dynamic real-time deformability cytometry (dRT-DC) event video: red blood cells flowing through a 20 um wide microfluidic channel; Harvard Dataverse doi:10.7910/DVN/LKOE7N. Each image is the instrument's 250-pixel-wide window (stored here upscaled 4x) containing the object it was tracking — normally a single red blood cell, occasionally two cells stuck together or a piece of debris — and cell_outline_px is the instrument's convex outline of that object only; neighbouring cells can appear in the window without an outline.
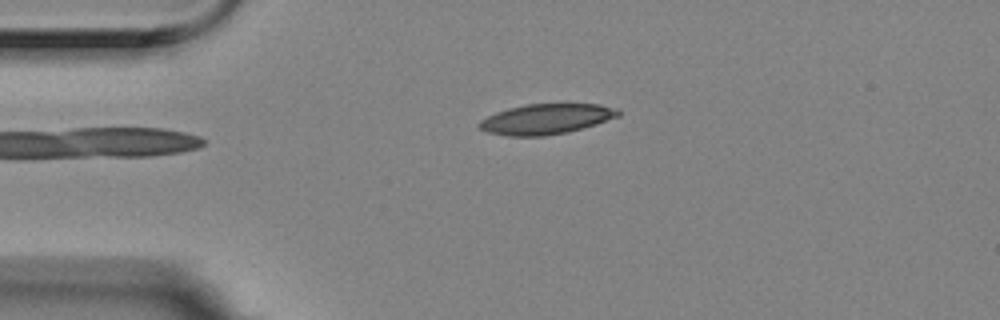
{"species": "Egyptian fruit bat (a non-hibernating species)", "species_latin": "Rousettus aegyptiacus", "temperature_condition": "room temperature", "stored_images_in_passage": 1, "camera_frame_rate_fps": 3000, "um_per_image_px": 0.085, "animal": {"sex": "female"}, "frame": {"image": 1, "passage_image": 1, "time_ms": 0.0, "image_size_px": [1000, 320], "cell_outline_px": [[620, 116], [596, 124], [568, 132], [544, 136], [508, 136], [488, 132], [480, 128], [476, 124], [480, 120], [496, 112], [508, 108], [528, 104], [564, 100], [600, 104], [620, 108]], "centroid_in_image_um": [46.51, 10.06], "position_along_channel_um": 38.5, "area_um2": 25.66}}